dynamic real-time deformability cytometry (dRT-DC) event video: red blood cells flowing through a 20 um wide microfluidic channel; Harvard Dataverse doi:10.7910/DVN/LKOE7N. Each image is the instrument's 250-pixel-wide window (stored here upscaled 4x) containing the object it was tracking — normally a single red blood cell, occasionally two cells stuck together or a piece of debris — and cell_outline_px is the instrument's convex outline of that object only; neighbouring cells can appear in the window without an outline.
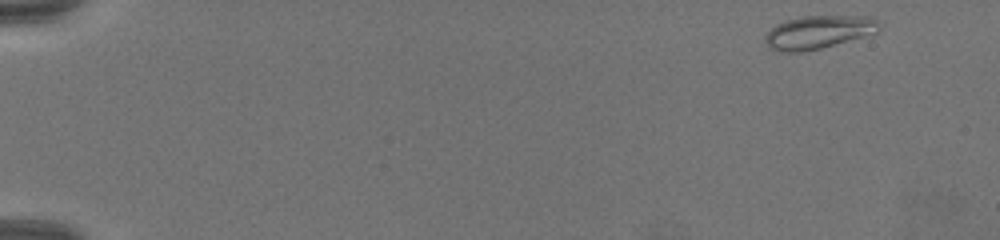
{"species": "common noctule bat (a hibernating species)", "species_latin": "Nyctalus noctula", "temperature_condition": "warm", "stored_images_in_passage": 65, "camera_frame_rate_fps": 3000, "um_per_image_px": 0.085, "animal": {"sex": "female", "body_mass_g": 19.5, "forearm_length_mm": 54.1}, "frame": {"image": 1, "passage_image": 1, "time_ms": 0.0, "image_size_px": [1000, 240], "cell_outline_px": [[880, 24], [876, 32], [820, 48], [800, 52], [780, 52], [768, 48], [764, 40], [764, 36], [776, 24], [788, 20], [804, 16], [868, 16], [876, 20]], "centroid_in_image_um": [69.5, 2.73], "position_along_channel_um": 15.5, "area_um2": 21.68}}
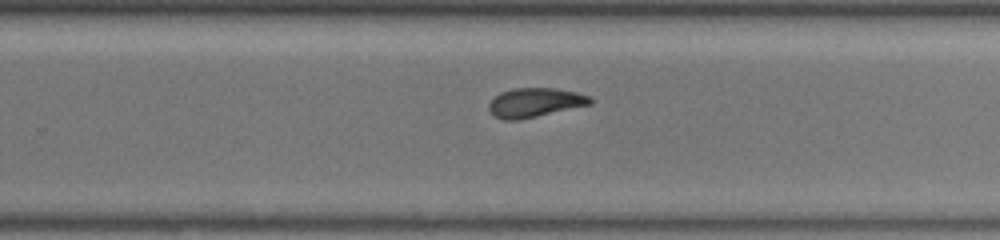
{"frame": {"image": 2, "passage_image": 43, "time_ms": 14.0, "image_size_px": [1000, 240], "cell_outline_px": [[592, 104], [520, 120], [504, 120], [496, 116], [488, 108], [488, 104], [500, 92], [516, 88], [556, 88], [576, 92], [592, 96]], "centroid_in_image_um": [45.51, 8.71], "position_along_channel_um": 284.3, "area_um2": 17.22}}
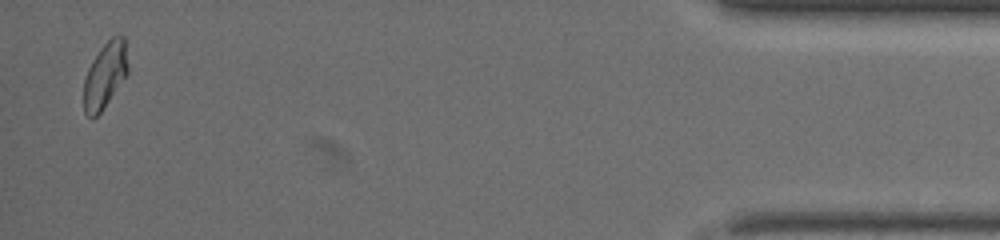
{"frame": {"image": 3, "passage_image": 64, "time_ms": 21.0, "image_size_px": [1000, 240], "cell_outline_px": [[128, 72], [100, 112], [92, 120], [84, 112], [84, 80], [88, 68], [92, 60], [100, 48], [112, 36], [124, 36], [128, 64]], "centroid_in_image_um": [8.91, 6.38], "position_along_channel_um": 426.3, "area_um2": 16.7}}